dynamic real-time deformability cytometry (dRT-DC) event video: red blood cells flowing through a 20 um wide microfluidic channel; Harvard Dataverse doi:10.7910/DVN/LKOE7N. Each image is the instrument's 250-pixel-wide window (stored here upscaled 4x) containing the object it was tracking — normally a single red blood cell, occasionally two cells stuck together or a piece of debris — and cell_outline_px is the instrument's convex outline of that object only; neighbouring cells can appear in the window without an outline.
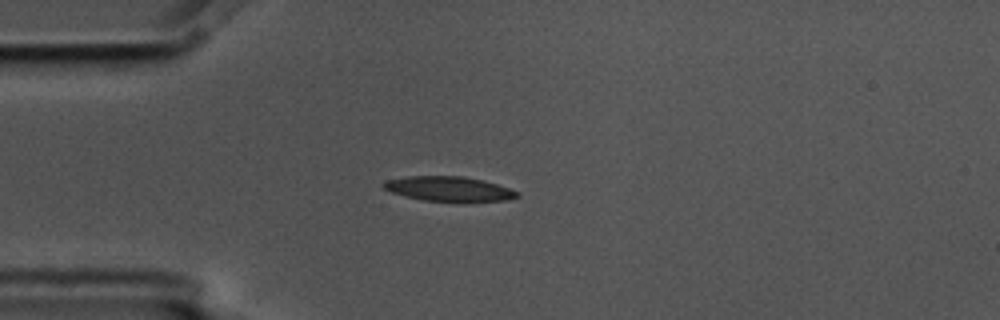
{"species": "common noctule bat (a hibernating species)", "species_latin": "Nyctalus noctula", "temperature_condition": "cold", "stored_images_in_passage": 9, "camera_frame_rate_fps": 3000, "um_per_image_px": 0.085, "animal": {"sex": "male", "body_mass_g": 17.5, "forearm_length_mm": 52.3}, "frame": {"image": 1, "passage_image": 4, "time_ms": 1.0, "image_size_px": [1000, 320], "cell_outline_px": [[520, 196], [504, 200], [424, 200], [404, 196], [392, 192], [384, 188], [380, 184], [388, 180], [408, 176], [464, 176], [484, 180], [520, 192]], "centroid_in_image_um": [38.13, 16.02], "position_along_channel_um": 46.9, "area_um2": 18.73}}